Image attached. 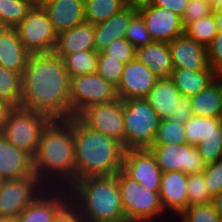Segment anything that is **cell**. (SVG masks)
Listing matches in <instances>:
<instances>
[{
  "mask_svg": "<svg viewBox=\"0 0 222 222\" xmlns=\"http://www.w3.org/2000/svg\"><path fill=\"white\" fill-rule=\"evenodd\" d=\"M75 140V182L99 176L116 175L122 170L126 149L118 140L89 129L73 117Z\"/></svg>",
  "mask_w": 222,
  "mask_h": 222,
  "instance_id": "3",
  "label": "cell"
},
{
  "mask_svg": "<svg viewBox=\"0 0 222 222\" xmlns=\"http://www.w3.org/2000/svg\"><path fill=\"white\" fill-rule=\"evenodd\" d=\"M213 9H222V0H210Z\"/></svg>",
  "mask_w": 222,
  "mask_h": 222,
  "instance_id": "50",
  "label": "cell"
},
{
  "mask_svg": "<svg viewBox=\"0 0 222 222\" xmlns=\"http://www.w3.org/2000/svg\"><path fill=\"white\" fill-rule=\"evenodd\" d=\"M213 13L218 26V31H222V9H215Z\"/></svg>",
  "mask_w": 222,
  "mask_h": 222,
  "instance_id": "49",
  "label": "cell"
},
{
  "mask_svg": "<svg viewBox=\"0 0 222 222\" xmlns=\"http://www.w3.org/2000/svg\"><path fill=\"white\" fill-rule=\"evenodd\" d=\"M209 66L218 76H222V31H218L213 41L207 46Z\"/></svg>",
  "mask_w": 222,
  "mask_h": 222,
  "instance_id": "42",
  "label": "cell"
},
{
  "mask_svg": "<svg viewBox=\"0 0 222 222\" xmlns=\"http://www.w3.org/2000/svg\"><path fill=\"white\" fill-rule=\"evenodd\" d=\"M94 36V25L84 22L60 32L53 52L64 59L67 55L78 51L95 50Z\"/></svg>",
  "mask_w": 222,
  "mask_h": 222,
  "instance_id": "23",
  "label": "cell"
},
{
  "mask_svg": "<svg viewBox=\"0 0 222 222\" xmlns=\"http://www.w3.org/2000/svg\"><path fill=\"white\" fill-rule=\"evenodd\" d=\"M212 202L188 206L174 222H221Z\"/></svg>",
  "mask_w": 222,
  "mask_h": 222,
  "instance_id": "35",
  "label": "cell"
},
{
  "mask_svg": "<svg viewBox=\"0 0 222 222\" xmlns=\"http://www.w3.org/2000/svg\"><path fill=\"white\" fill-rule=\"evenodd\" d=\"M41 6L47 12L57 34L86 22L84 0H50Z\"/></svg>",
  "mask_w": 222,
  "mask_h": 222,
  "instance_id": "20",
  "label": "cell"
},
{
  "mask_svg": "<svg viewBox=\"0 0 222 222\" xmlns=\"http://www.w3.org/2000/svg\"><path fill=\"white\" fill-rule=\"evenodd\" d=\"M151 2L152 0H125L126 6L136 9L150 5Z\"/></svg>",
  "mask_w": 222,
  "mask_h": 222,
  "instance_id": "48",
  "label": "cell"
},
{
  "mask_svg": "<svg viewBox=\"0 0 222 222\" xmlns=\"http://www.w3.org/2000/svg\"><path fill=\"white\" fill-rule=\"evenodd\" d=\"M46 189L35 173L4 180L0 187V217L17 218Z\"/></svg>",
  "mask_w": 222,
  "mask_h": 222,
  "instance_id": "10",
  "label": "cell"
},
{
  "mask_svg": "<svg viewBox=\"0 0 222 222\" xmlns=\"http://www.w3.org/2000/svg\"><path fill=\"white\" fill-rule=\"evenodd\" d=\"M173 68L213 70L207 60V47L185 34L168 43Z\"/></svg>",
  "mask_w": 222,
  "mask_h": 222,
  "instance_id": "19",
  "label": "cell"
},
{
  "mask_svg": "<svg viewBox=\"0 0 222 222\" xmlns=\"http://www.w3.org/2000/svg\"><path fill=\"white\" fill-rule=\"evenodd\" d=\"M14 107L7 101L0 99V132L4 127L8 114Z\"/></svg>",
  "mask_w": 222,
  "mask_h": 222,
  "instance_id": "46",
  "label": "cell"
},
{
  "mask_svg": "<svg viewBox=\"0 0 222 222\" xmlns=\"http://www.w3.org/2000/svg\"><path fill=\"white\" fill-rule=\"evenodd\" d=\"M3 181H4V179H3V177L0 175V187H1L2 183H3Z\"/></svg>",
  "mask_w": 222,
  "mask_h": 222,
  "instance_id": "53",
  "label": "cell"
},
{
  "mask_svg": "<svg viewBox=\"0 0 222 222\" xmlns=\"http://www.w3.org/2000/svg\"><path fill=\"white\" fill-rule=\"evenodd\" d=\"M21 74L0 65V99L20 107L22 98Z\"/></svg>",
  "mask_w": 222,
  "mask_h": 222,
  "instance_id": "32",
  "label": "cell"
},
{
  "mask_svg": "<svg viewBox=\"0 0 222 222\" xmlns=\"http://www.w3.org/2000/svg\"><path fill=\"white\" fill-rule=\"evenodd\" d=\"M184 126L187 143L197 147L206 164L222 160V119L192 116Z\"/></svg>",
  "mask_w": 222,
  "mask_h": 222,
  "instance_id": "11",
  "label": "cell"
},
{
  "mask_svg": "<svg viewBox=\"0 0 222 222\" xmlns=\"http://www.w3.org/2000/svg\"><path fill=\"white\" fill-rule=\"evenodd\" d=\"M101 52L126 64L136 58L137 49L126 38H121L114 40Z\"/></svg>",
  "mask_w": 222,
  "mask_h": 222,
  "instance_id": "39",
  "label": "cell"
},
{
  "mask_svg": "<svg viewBox=\"0 0 222 222\" xmlns=\"http://www.w3.org/2000/svg\"><path fill=\"white\" fill-rule=\"evenodd\" d=\"M51 119L40 112L14 107L0 132L11 144L35 157L43 129Z\"/></svg>",
  "mask_w": 222,
  "mask_h": 222,
  "instance_id": "7",
  "label": "cell"
},
{
  "mask_svg": "<svg viewBox=\"0 0 222 222\" xmlns=\"http://www.w3.org/2000/svg\"><path fill=\"white\" fill-rule=\"evenodd\" d=\"M212 203L214 205L215 211L222 220V191L213 197Z\"/></svg>",
  "mask_w": 222,
  "mask_h": 222,
  "instance_id": "47",
  "label": "cell"
},
{
  "mask_svg": "<svg viewBox=\"0 0 222 222\" xmlns=\"http://www.w3.org/2000/svg\"><path fill=\"white\" fill-rule=\"evenodd\" d=\"M30 56L15 28L0 27V65L2 67L22 75Z\"/></svg>",
  "mask_w": 222,
  "mask_h": 222,
  "instance_id": "22",
  "label": "cell"
},
{
  "mask_svg": "<svg viewBox=\"0 0 222 222\" xmlns=\"http://www.w3.org/2000/svg\"><path fill=\"white\" fill-rule=\"evenodd\" d=\"M31 1L34 5H41L45 0H29Z\"/></svg>",
  "mask_w": 222,
  "mask_h": 222,
  "instance_id": "52",
  "label": "cell"
},
{
  "mask_svg": "<svg viewBox=\"0 0 222 222\" xmlns=\"http://www.w3.org/2000/svg\"><path fill=\"white\" fill-rule=\"evenodd\" d=\"M118 100L116 87L97 72L70 77L71 118L77 117L88 106Z\"/></svg>",
  "mask_w": 222,
  "mask_h": 222,
  "instance_id": "9",
  "label": "cell"
},
{
  "mask_svg": "<svg viewBox=\"0 0 222 222\" xmlns=\"http://www.w3.org/2000/svg\"><path fill=\"white\" fill-rule=\"evenodd\" d=\"M122 171L148 191L159 192L162 171L148 148L127 149L125 151Z\"/></svg>",
  "mask_w": 222,
  "mask_h": 222,
  "instance_id": "14",
  "label": "cell"
},
{
  "mask_svg": "<svg viewBox=\"0 0 222 222\" xmlns=\"http://www.w3.org/2000/svg\"><path fill=\"white\" fill-rule=\"evenodd\" d=\"M33 170L47 188L69 189L75 183L73 117L51 120L43 129Z\"/></svg>",
  "mask_w": 222,
  "mask_h": 222,
  "instance_id": "2",
  "label": "cell"
},
{
  "mask_svg": "<svg viewBox=\"0 0 222 222\" xmlns=\"http://www.w3.org/2000/svg\"><path fill=\"white\" fill-rule=\"evenodd\" d=\"M33 6L29 0H0V27L16 28Z\"/></svg>",
  "mask_w": 222,
  "mask_h": 222,
  "instance_id": "30",
  "label": "cell"
},
{
  "mask_svg": "<svg viewBox=\"0 0 222 222\" xmlns=\"http://www.w3.org/2000/svg\"><path fill=\"white\" fill-rule=\"evenodd\" d=\"M15 29L21 43L30 54L54 51L58 34L41 5H34Z\"/></svg>",
  "mask_w": 222,
  "mask_h": 222,
  "instance_id": "8",
  "label": "cell"
},
{
  "mask_svg": "<svg viewBox=\"0 0 222 222\" xmlns=\"http://www.w3.org/2000/svg\"><path fill=\"white\" fill-rule=\"evenodd\" d=\"M203 174L210 194L216 196L222 191V160L207 164Z\"/></svg>",
  "mask_w": 222,
  "mask_h": 222,
  "instance_id": "41",
  "label": "cell"
},
{
  "mask_svg": "<svg viewBox=\"0 0 222 222\" xmlns=\"http://www.w3.org/2000/svg\"><path fill=\"white\" fill-rule=\"evenodd\" d=\"M218 33V26L216 24L214 13L200 18L197 21L188 23L184 27V34L197 41L198 43L207 47Z\"/></svg>",
  "mask_w": 222,
  "mask_h": 222,
  "instance_id": "33",
  "label": "cell"
},
{
  "mask_svg": "<svg viewBox=\"0 0 222 222\" xmlns=\"http://www.w3.org/2000/svg\"><path fill=\"white\" fill-rule=\"evenodd\" d=\"M63 60L70 77L97 72L98 52L96 50L78 51L67 55Z\"/></svg>",
  "mask_w": 222,
  "mask_h": 222,
  "instance_id": "31",
  "label": "cell"
},
{
  "mask_svg": "<svg viewBox=\"0 0 222 222\" xmlns=\"http://www.w3.org/2000/svg\"><path fill=\"white\" fill-rule=\"evenodd\" d=\"M158 79L159 78L136 57L125 64L121 81L116 88L118 99L146 98Z\"/></svg>",
  "mask_w": 222,
  "mask_h": 222,
  "instance_id": "16",
  "label": "cell"
},
{
  "mask_svg": "<svg viewBox=\"0 0 222 222\" xmlns=\"http://www.w3.org/2000/svg\"><path fill=\"white\" fill-rule=\"evenodd\" d=\"M187 4L188 0H152L150 5L168 9L180 17H183Z\"/></svg>",
  "mask_w": 222,
  "mask_h": 222,
  "instance_id": "45",
  "label": "cell"
},
{
  "mask_svg": "<svg viewBox=\"0 0 222 222\" xmlns=\"http://www.w3.org/2000/svg\"><path fill=\"white\" fill-rule=\"evenodd\" d=\"M124 148L142 149L153 145L160 118L145 98L122 100Z\"/></svg>",
  "mask_w": 222,
  "mask_h": 222,
  "instance_id": "6",
  "label": "cell"
},
{
  "mask_svg": "<svg viewBox=\"0 0 222 222\" xmlns=\"http://www.w3.org/2000/svg\"><path fill=\"white\" fill-rule=\"evenodd\" d=\"M137 13L154 41L169 43L184 34L182 17L168 9L147 5L138 8Z\"/></svg>",
  "mask_w": 222,
  "mask_h": 222,
  "instance_id": "15",
  "label": "cell"
},
{
  "mask_svg": "<svg viewBox=\"0 0 222 222\" xmlns=\"http://www.w3.org/2000/svg\"><path fill=\"white\" fill-rule=\"evenodd\" d=\"M190 105V97L181 96L177 101V106L174 111H172L166 119L174 120L175 123L185 124L186 121L193 116Z\"/></svg>",
  "mask_w": 222,
  "mask_h": 222,
  "instance_id": "43",
  "label": "cell"
},
{
  "mask_svg": "<svg viewBox=\"0 0 222 222\" xmlns=\"http://www.w3.org/2000/svg\"><path fill=\"white\" fill-rule=\"evenodd\" d=\"M187 143L184 124L174 120L161 119L153 144H184Z\"/></svg>",
  "mask_w": 222,
  "mask_h": 222,
  "instance_id": "34",
  "label": "cell"
},
{
  "mask_svg": "<svg viewBox=\"0 0 222 222\" xmlns=\"http://www.w3.org/2000/svg\"><path fill=\"white\" fill-rule=\"evenodd\" d=\"M70 200L68 189L47 188L17 217L18 222H53L57 212Z\"/></svg>",
  "mask_w": 222,
  "mask_h": 222,
  "instance_id": "17",
  "label": "cell"
},
{
  "mask_svg": "<svg viewBox=\"0 0 222 222\" xmlns=\"http://www.w3.org/2000/svg\"><path fill=\"white\" fill-rule=\"evenodd\" d=\"M21 82L20 107L45 114L51 120L71 118L70 76L59 55L31 54Z\"/></svg>",
  "mask_w": 222,
  "mask_h": 222,
  "instance_id": "1",
  "label": "cell"
},
{
  "mask_svg": "<svg viewBox=\"0 0 222 222\" xmlns=\"http://www.w3.org/2000/svg\"><path fill=\"white\" fill-rule=\"evenodd\" d=\"M188 206L212 202L203 172L189 175L188 177Z\"/></svg>",
  "mask_w": 222,
  "mask_h": 222,
  "instance_id": "37",
  "label": "cell"
},
{
  "mask_svg": "<svg viewBox=\"0 0 222 222\" xmlns=\"http://www.w3.org/2000/svg\"><path fill=\"white\" fill-rule=\"evenodd\" d=\"M68 190L85 222H127L117 174L81 179Z\"/></svg>",
  "mask_w": 222,
  "mask_h": 222,
  "instance_id": "4",
  "label": "cell"
},
{
  "mask_svg": "<svg viewBox=\"0 0 222 222\" xmlns=\"http://www.w3.org/2000/svg\"><path fill=\"white\" fill-rule=\"evenodd\" d=\"M136 14V8L126 6L108 20L94 25L95 50L101 52L114 40L124 38L131 19Z\"/></svg>",
  "mask_w": 222,
  "mask_h": 222,
  "instance_id": "24",
  "label": "cell"
},
{
  "mask_svg": "<svg viewBox=\"0 0 222 222\" xmlns=\"http://www.w3.org/2000/svg\"><path fill=\"white\" fill-rule=\"evenodd\" d=\"M125 7V0H84L85 21L96 25Z\"/></svg>",
  "mask_w": 222,
  "mask_h": 222,
  "instance_id": "29",
  "label": "cell"
},
{
  "mask_svg": "<svg viewBox=\"0 0 222 222\" xmlns=\"http://www.w3.org/2000/svg\"><path fill=\"white\" fill-rule=\"evenodd\" d=\"M188 177L182 171L162 173L160 200L164 211L173 220L188 207Z\"/></svg>",
  "mask_w": 222,
  "mask_h": 222,
  "instance_id": "18",
  "label": "cell"
},
{
  "mask_svg": "<svg viewBox=\"0 0 222 222\" xmlns=\"http://www.w3.org/2000/svg\"><path fill=\"white\" fill-rule=\"evenodd\" d=\"M124 67L125 63L98 52L97 73L116 88L121 81Z\"/></svg>",
  "mask_w": 222,
  "mask_h": 222,
  "instance_id": "36",
  "label": "cell"
},
{
  "mask_svg": "<svg viewBox=\"0 0 222 222\" xmlns=\"http://www.w3.org/2000/svg\"><path fill=\"white\" fill-rule=\"evenodd\" d=\"M193 116L222 119V77L190 97Z\"/></svg>",
  "mask_w": 222,
  "mask_h": 222,
  "instance_id": "25",
  "label": "cell"
},
{
  "mask_svg": "<svg viewBox=\"0 0 222 222\" xmlns=\"http://www.w3.org/2000/svg\"><path fill=\"white\" fill-rule=\"evenodd\" d=\"M32 174L33 158L11 144L0 133V175L3 179H18Z\"/></svg>",
  "mask_w": 222,
  "mask_h": 222,
  "instance_id": "21",
  "label": "cell"
},
{
  "mask_svg": "<svg viewBox=\"0 0 222 222\" xmlns=\"http://www.w3.org/2000/svg\"><path fill=\"white\" fill-rule=\"evenodd\" d=\"M136 57L159 79L170 78L174 70L167 42L153 40L148 45L138 48Z\"/></svg>",
  "mask_w": 222,
  "mask_h": 222,
  "instance_id": "26",
  "label": "cell"
},
{
  "mask_svg": "<svg viewBox=\"0 0 222 222\" xmlns=\"http://www.w3.org/2000/svg\"><path fill=\"white\" fill-rule=\"evenodd\" d=\"M218 75L214 70H187L174 68L170 79L182 96L191 97L198 94L212 83Z\"/></svg>",
  "mask_w": 222,
  "mask_h": 222,
  "instance_id": "27",
  "label": "cell"
},
{
  "mask_svg": "<svg viewBox=\"0 0 222 222\" xmlns=\"http://www.w3.org/2000/svg\"><path fill=\"white\" fill-rule=\"evenodd\" d=\"M77 118L89 129L114 138L124 146L125 125L122 100L88 106Z\"/></svg>",
  "mask_w": 222,
  "mask_h": 222,
  "instance_id": "13",
  "label": "cell"
},
{
  "mask_svg": "<svg viewBox=\"0 0 222 222\" xmlns=\"http://www.w3.org/2000/svg\"><path fill=\"white\" fill-rule=\"evenodd\" d=\"M0 222H18L17 218H4L0 217Z\"/></svg>",
  "mask_w": 222,
  "mask_h": 222,
  "instance_id": "51",
  "label": "cell"
},
{
  "mask_svg": "<svg viewBox=\"0 0 222 222\" xmlns=\"http://www.w3.org/2000/svg\"><path fill=\"white\" fill-rule=\"evenodd\" d=\"M117 180L127 222H174L164 211L159 192L148 191L122 170L117 173Z\"/></svg>",
  "mask_w": 222,
  "mask_h": 222,
  "instance_id": "5",
  "label": "cell"
},
{
  "mask_svg": "<svg viewBox=\"0 0 222 222\" xmlns=\"http://www.w3.org/2000/svg\"><path fill=\"white\" fill-rule=\"evenodd\" d=\"M124 38L136 49L146 46L153 41L143 19L138 13L131 19Z\"/></svg>",
  "mask_w": 222,
  "mask_h": 222,
  "instance_id": "38",
  "label": "cell"
},
{
  "mask_svg": "<svg viewBox=\"0 0 222 222\" xmlns=\"http://www.w3.org/2000/svg\"><path fill=\"white\" fill-rule=\"evenodd\" d=\"M53 222H85L78 207L69 200L56 214Z\"/></svg>",
  "mask_w": 222,
  "mask_h": 222,
  "instance_id": "44",
  "label": "cell"
},
{
  "mask_svg": "<svg viewBox=\"0 0 222 222\" xmlns=\"http://www.w3.org/2000/svg\"><path fill=\"white\" fill-rule=\"evenodd\" d=\"M181 96L170 78H161L157 80L145 99L160 119H166L174 111Z\"/></svg>",
  "mask_w": 222,
  "mask_h": 222,
  "instance_id": "28",
  "label": "cell"
},
{
  "mask_svg": "<svg viewBox=\"0 0 222 222\" xmlns=\"http://www.w3.org/2000/svg\"><path fill=\"white\" fill-rule=\"evenodd\" d=\"M214 9L210 0H188L185 13L182 17L184 27L191 22L213 14Z\"/></svg>",
  "mask_w": 222,
  "mask_h": 222,
  "instance_id": "40",
  "label": "cell"
},
{
  "mask_svg": "<svg viewBox=\"0 0 222 222\" xmlns=\"http://www.w3.org/2000/svg\"><path fill=\"white\" fill-rule=\"evenodd\" d=\"M148 149L154 155L163 173L182 171L186 175H192L203 172L207 165L197 147L188 143L153 144Z\"/></svg>",
  "mask_w": 222,
  "mask_h": 222,
  "instance_id": "12",
  "label": "cell"
}]
</instances>
